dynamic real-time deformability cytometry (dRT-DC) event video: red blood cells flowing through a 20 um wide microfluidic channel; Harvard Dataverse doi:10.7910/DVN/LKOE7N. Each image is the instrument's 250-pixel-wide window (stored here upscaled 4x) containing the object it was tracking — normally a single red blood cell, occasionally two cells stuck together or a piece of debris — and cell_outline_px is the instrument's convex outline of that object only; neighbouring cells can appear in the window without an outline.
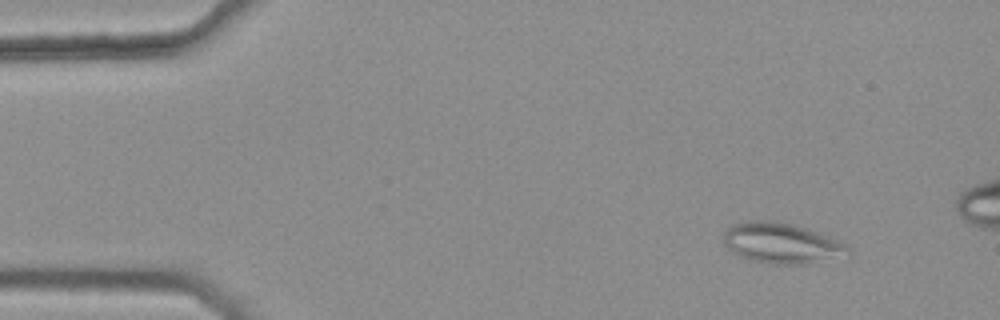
{"species": "common noctule bat (a hibernating species)", "species_latin": "Nyctalus noctula", "temperature_condition": "warm", "stored_images_in_passage": 4, "camera_frame_rate_fps": 3000, "um_per_image_px": 0.085, "animal": {"sex": "female", "body_mass_g": 25.1}, "frame": {"image": 1, "passage_image": 1, "time_ms": 0.0, "image_size_px": [1000, 320], "cell_outline_px": [[848, 260], [804, 264], [768, 264], [748, 260], [732, 252], [724, 244], [724, 232], [732, 224], [744, 220], [776, 220], [792, 224], [828, 236], [844, 244], [848, 248]], "centroid_in_image_um": [66.47, 20.7], "position_along_channel_um": 18.5, "area_um2": 30.11}}